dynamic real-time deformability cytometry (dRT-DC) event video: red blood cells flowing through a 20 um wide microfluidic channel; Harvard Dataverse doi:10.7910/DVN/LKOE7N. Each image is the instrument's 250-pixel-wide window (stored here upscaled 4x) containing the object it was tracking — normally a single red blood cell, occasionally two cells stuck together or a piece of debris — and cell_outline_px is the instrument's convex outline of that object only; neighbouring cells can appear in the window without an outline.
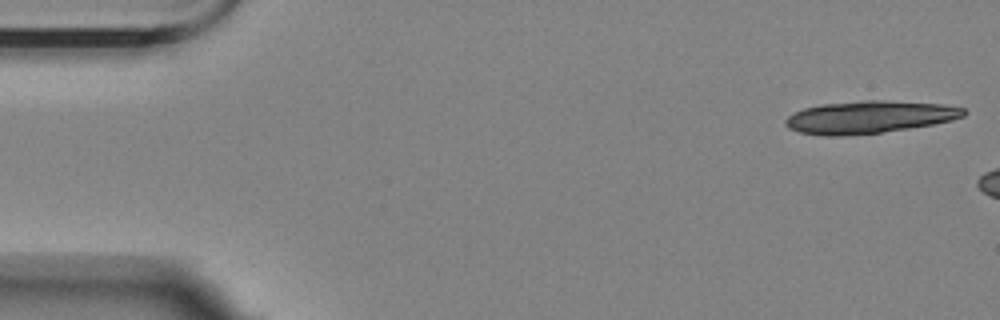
{"species": "Egyptian fruit bat (a non-hibernating species)", "species_latin": "Rousettus aegyptiacus", "temperature_condition": "room temperature", "stored_images_in_passage": 4, "camera_frame_rate_fps": 3000, "um_per_image_px": 0.085, "animal": {"sex": "female"}, "frame": {"image": 1, "passage_image": 1, "time_ms": 0.0, "image_size_px": [1000, 320], "cell_outline_px": [[968, 112], [964, 116], [952, 120], [932, 124], [908, 128], [880, 132], [844, 136], [824, 136], [800, 132], [788, 128], [784, 124], [784, 120], [788, 116], [804, 108], [820, 104], [864, 100], [884, 100], [944, 104], [964, 108]], "centroid_in_image_um": [73.88, 9.94], "position_along_channel_um": 11.1, "area_um2": 33.76}}